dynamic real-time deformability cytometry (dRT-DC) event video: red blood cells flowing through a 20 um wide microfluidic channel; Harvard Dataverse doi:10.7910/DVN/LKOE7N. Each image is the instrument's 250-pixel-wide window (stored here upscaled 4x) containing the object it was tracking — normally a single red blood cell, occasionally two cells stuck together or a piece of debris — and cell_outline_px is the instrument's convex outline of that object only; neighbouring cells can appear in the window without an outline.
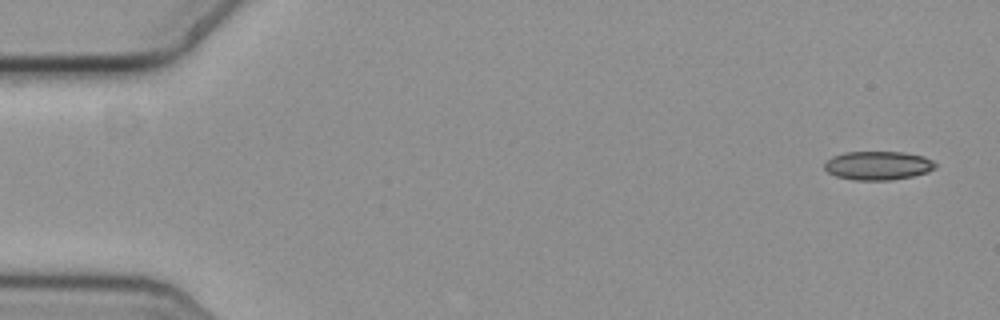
{"species": "common noctule bat (a hibernating species)", "species_latin": "Nyctalus noctula", "temperature_condition": "cold", "stored_images_in_passage": 49, "camera_frame_rate_fps": 3000, "um_per_image_px": 0.085, "animal": {"sex": "female", "body_mass_g": 19.3, "forearm_length_mm": 54.1}, "frame": {"image": 1, "passage_image": 1, "time_ms": 0.0, "image_size_px": [1000, 320], "cell_outline_px": [[936, 168], [928, 172], [912, 176], [892, 180], [856, 180], [836, 176], [828, 172], [824, 168], [824, 164], [832, 156], [844, 152], [904, 152], [924, 156], [932, 160], [936, 164]], "centroid_in_image_um": [74.65, 14.07], "position_along_channel_um": 10.4, "area_um2": 18.61}}
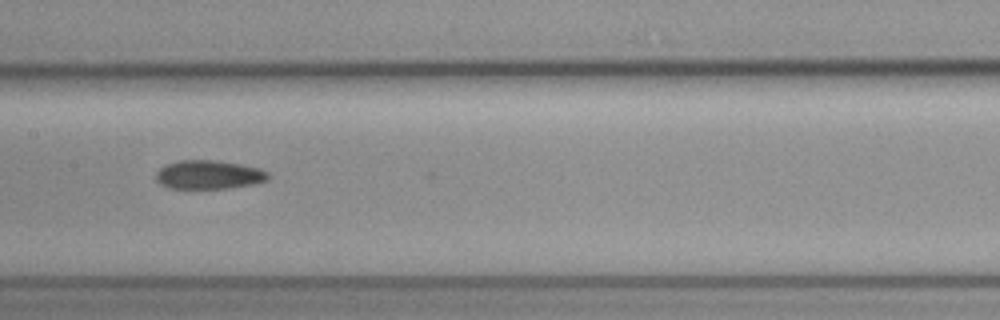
{"frame": {"image": 2, "passage_image": 27, "time_ms": 8.667, "image_size_px": [1000, 320], "cell_outline_px": [[268, 180], [252, 184], [228, 188], [168, 188], [160, 184], [156, 180], [156, 172], [164, 164], [180, 160], [216, 160], [240, 164], [260, 168], [268, 172]], "centroid_in_image_um": [17.72, 14.84], "position_along_channel_um": 189.7, "area_um2": 18.84}}
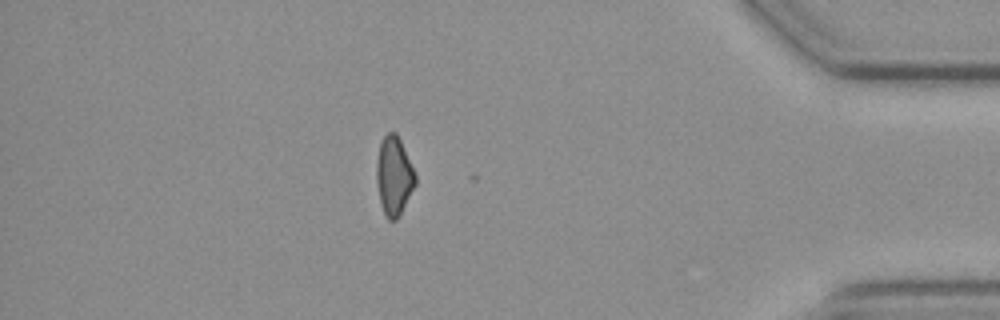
{"frame": {"image": 3, "passage_image": 48, "time_ms": 15.667, "image_size_px": [1000, 320], "cell_outline_px": [[416, 184], [400, 216], [396, 220], [388, 220], [384, 216], [380, 204], [376, 180], [376, 164], [380, 144], [384, 136], [388, 132], [396, 132], [400, 140], [416, 176]], "centroid_in_image_um": [33.47, 15.01], "position_along_channel_um": 401.7, "area_um2": 17.86}, "authors_computed_cell_mechanics": {"area_um2": 18.9006, "velocity_mm_per_s": 3.6568, "shape_relaxation_time_tau1_ms": 7.2079, "shape_relaxation_time_tau2_ms": 10.5907, "deformation_change_tau1": 0.133, "deformation_change_tau2": 0.1806}}